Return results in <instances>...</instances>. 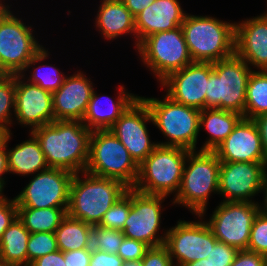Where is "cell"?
I'll return each instance as SVG.
<instances>
[{
	"mask_svg": "<svg viewBox=\"0 0 267 266\" xmlns=\"http://www.w3.org/2000/svg\"><path fill=\"white\" fill-rule=\"evenodd\" d=\"M30 133L39 141L49 168L85 171L92 131L82 121L55 120Z\"/></svg>",
	"mask_w": 267,
	"mask_h": 266,
	"instance_id": "cell-1",
	"label": "cell"
},
{
	"mask_svg": "<svg viewBox=\"0 0 267 266\" xmlns=\"http://www.w3.org/2000/svg\"><path fill=\"white\" fill-rule=\"evenodd\" d=\"M79 174L84 175V179ZM128 189V186L116 179L96 176L87 171L76 173L70 184L67 214L96 226Z\"/></svg>",
	"mask_w": 267,
	"mask_h": 266,
	"instance_id": "cell-2",
	"label": "cell"
},
{
	"mask_svg": "<svg viewBox=\"0 0 267 266\" xmlns=\"http://www.w3.org/2000/svg\"><path fill=\"white\" fill-rule=\"evenodd\" d=\"M193 62H216L235 54V22L186 14L181 25Z\"/></svg>",
	"mask_w": 267,
	"mask_h": 266,
	"instance_id": "cell-3",
	"label": "cell"
},
{
	"mask_svg": "<svg viewBox=\"0 0 267 266\" xmlns=\"http://www.w3.org/2000/svg\"><path fill=\"white\" fill-rule=\"evenodd\" d=\"M220 164L213 151H190L172 204L182 205L193 214L204 217L210 195L219 193Z\"/></svg>",
	"mask_w": 267,
	"mask_h": 266,
	"instance_id": "cell-4",
	"label": "cell"
},
{
	"mask_svg": "<svg viewBox=\"0 0 267 266\" xmlns=\"http://www.w3.org/2000/svg\"><path fill=\"white\" fill-rule=\"evenodd\" d=\"M252 68L239 56L213 62V72L208 79L205 108L236 112L243 116L246 89Z\"/></svg>",
	"mask_w": 267,
	"mask_h": 266,
	"instance_id": "cell-5",
	"label": "cell"
},
{
	"mask_svg": "<svg viewBox=\"0 0 267 266\" xmlns=\"http://www.w3.org/2000/svg\"><path fill=\"white\" fill-rule=\"evenodd\" d=\"M164 97L163 100L141 97L150 110L153 124L168 140L157 142L158 145L196 151L201 111L178 103L167 95Z\"/></svg>",
	"mask_w": 267,
	"mask_h": 266,
	"instance_id": "cell-6",
	"label": "cell"
},
{
	"mask_svg": "<svg viewBox=\"0 0 267 266\" xmlns=\"http://www.w3.org/2000/svg\"><path fill=\"white\" fill-rule=\"evenodd\" d=\"M190 150L158 145L138 166L134 189L144 194L168 196L179 191Z\"/></svg>",
	"mask_w": 267,
	"mask_h": 266,
	"instance_id": "cell-7",
	"label": "cell"
},
{
	"mask_svg": "<svg viewBox=\"0 0 267 266\" xmlns=\"http://www.w3.org/2000/svg\"><path fill=\"white\" fill-rule=\"evenodd\" d=\"M85 171L96 176L119 180L129 188L134 187L138 177V165L110 130L92 131Z\"/></svg>",
	"mask_w": 267,
	"mask_h": 266,
	"instance_id": "cell-8",
	"label": "cell"
},
{
	"mask_svg": "<svg viewBox=\"0 0 267 266\" xmlns=\"http://www.w3.org/2000/svg\"><path fill=\"white\" fill-rule=\"evenodd\" d=\"M33 31L32 26L13 15L9 5L0 8V74H21L28 62L44 48Z\"/></svg>",
	"mask_w": 267,
	"mask_h": 266,
	"instance_id": "cell-9",
	"label": "cell"
},
{
	"mask_svg": "<svg viewBox=\"0 0 267 266\" xmlns=\"http://www.w3.org/2000/svg\"><path fill=\"white\" fill-rule=\"evenodd\" d=\"M137 50L143 64L147 65L159 82L193 63L181 26L146 37Z\"/></svg>",
	"mask_w": 267,
	"mask_h": 266,
	"instance_id": "cell-10",
	"label": "cell"
},
{
	"mask_svg": "<svg viewBox=\"0 0 267 266\" xmlns=\"http://www.w3.org/2000/svg\"><path fill=\"white\" fill-rule=\"evenodd\" d=\"M196 216L201 220L182 221L179 219L177 225L165 230L164 245L175 266L207 258L212 247L218 241L206 220L202 221L204 219L202 216Z\"/></svg>",
	"mask_w": 267,
	"mask_h": 266,
	"instance_id": "cell-11",
	"label": "cell"
},
{
	"mask_svg": "<svg viewBox=\"0 0 267 266\" xmlns=\"http://www.w3.org/2000/svg\"><path fill=\"white\" fill-rule=\"evenodd\" d=\"M207 222L218 241L247 250L258 202L221 201Z\"/></svg>",
	"mask_w": 267,
	"mask_h": 266,
	"instance_id": "cell-12",
	"label": "cell"
},
{
	"mask_svg": "<svg viewBox=\"0 0 267 266\" xmlns=\"http://www.w3.org/2000/svg\"><path fill=\"white\" fill-rule=\"evenodd\" d=\"M73 173L48 168L33 176L25 188L14 197L17 208H68Z\"/></svg>",
	"mask_w": 267,
	"mask_h": 266,
	"instance_id": "cell-13",
	"label": "cell"
},
{
	"mask_svg": "<svg viewBox=\"0 0 267 266\" xmlns=\"http://www.w3.org/2000/svg\"><path fill=\"white\" fill-rule=\"evenodd\" d=\"M166 196L144 194L131 188V208L124 223L123 235L141 241L149 247L163 245L166 233L158 234L161 224V212Z\"/></svg>",
	"mask_w": 267,
	"mask_h": 266,
	"instance_id": "cell-14",
	"label": "cell"
},
{
	"mask_svg": "<svg viewBox=\"0 0 267 266\" xmlns=\"http://www.w3.org/2000/svg\"><path fill=\"white\" fill-rule=\"evenodd\" d=\"M153 119L145 101L139 96L109 129L125 146L139 166L158 146L151 142L147 123Z\"/></svg>",
	"mask_w": 267,
	"mask_h": 266,
	"instance_id": "cell-15",
	"label": "cell"
},
{
	"mask_svg": "<svg viewBox=\"0 0 267 266\" xmlns=\"http://www.w3.org/2000/svg\"><path fill=\"white\" fill-rule=\"evenodd\" d=\"M266 171L267 163L221 162L218 194L223 201L255 202Z\"/></svg>",
	"mask_w": 267,
	"mask_h": 266,
	"instance_id": "cell-16",
	"label": "cell"
},
{
	"mask_svg": "<svg viewBox=\"0 0 267 266\" xmlns=\"http://www.w3.org/2000/svg\"><path fill=\"white\" fill-rule=\"evenodd\" d=\"M212 72V62H193L169 74L160 84L167 88L166 95L172 100L201 111L205 109L206 89Z\"/></svg>",
	"mask_w": 267,
	"mask_h": 266,
	"instance_id": "cell-17",
	"label": "cell"
},
{
	"mask_svg": "<svg viewBox=\"0 0 267 266\" xmlns=\"http://www.w3.org/2000/svg\"><path fill=\"white\" fill-rule=\"evenodd\" d=\"M23 79V80H22ZM17 123L31 131L55 121L52 93L15 75V112Z\"/></svg>",
	"mask_w": 267,
	"mask_h": 266,
	"instance_id": "cell-18",
	"label": "cell"
},
{
	"mask_svg": "<svg viewBox=\"0 0 267 266\" xmlns=\"http://www.w3.org/2000/svg\"><path fill=\"white\" fill-rule=\"evenodd\" d=\"M213 152L221 162L267 163L259 130L253 119L242 118Z\"/></svg>",
	"mask_w": 267,
	"mask_h": 266,
	"instance_id": "cell-19",
	"label": "cell"
},
{
	"mask_svg": "<svg viewBox=\"0 0 267 266\" xmlns=\"http://www.w3.org/2000/svg\"><path fill=\"white\" fill-rule=\"evenodd\" d=\"M93 90V82L83 72L66 75L63 84L52 93L55 120L82 121Z\"/></svg>",
	"mask_w": 267,
	"mask_h": 266,
	"instance_id": "cell-20",
	"label": "cell"
},
{
	"mask_svg": "<svg viewBox=\"0 0 267 266\" xmlns=\"http://www.w3.org/2000/svg\"><path fill=\"white\" fill-rule=\"evenodd\" d=\"M235 54L249 66L267 70V14L235 23Z\"/></svg>",
	"mask_w": 267,
	"mask_h": 266,
	"instance_id": "cell-21",
	"label": "cell"
},
{
	"mask_svg": "<svg viewBox=\"0 0 267 266\" xmlns=\"http://www.w3.org/2000/svg\"><path fill=\"white\" fill-rule=\"evenodd\" d=\"M186 14L178 0H155L134 18L137 47L154 33L181 26Z\"/></svg>",
	"mask_w": 267,
	"mask_h": 266,
	"instance_id": "cell-22",
	"label": "cell"
},
{
	"mask_svg": "<svg viewBox=\"0 0 267 266\" xmlns=\"http://www.w3.org/2000/svg\"><path fill=\"white\" fill-rule=\"evenodd\" d=\"M118 87L119 94L116 100L106 95L104 96L107 98L106 100L110 102L107 107L104 106L105 104L102 105L103 103H101L104 97L99 96L97 92L93 90L82 120V123L91 131L109 130L128 107L139 97L138 95L127 92L128 90H126L124 86Z\"/></svg>",
	"mask_w": 267,
	"mask_h": 266,
	"instance_id": "cell-23",
	"label": "cell"
},
{
	"mask_svg": "<svg viewBox=\"0 0 267 266\" xmlns=\"http://www.w3.org/2000/svg\"><path fill=\"white\" fill-rule=\"evenodd\" d=\"M95 26L107 40H114L125 34H133L137 49L135 19L122 0H101L95 18Z\"/></svg>",
	"mask_w": 267,
	"mask_h": 266,
	"instance_id": "cell-24",
	"label": "cell"
},
{
	"mask_svg": "<svg viewBox=\"0 0 267 266\" xmlns=\"http://www.w3.org/2000/svg\"><path fill=\"white\" fill-rule=\"evenodd\" d=\"M11 132L6 133V155L9 173L28 176L49 168L39 141L30 133V138L8 150Z\"/></svg>",
	"mask_w": 267,
	"mask_h": 266,
	"instance_id": "cell-25",
	"label": "cell"
},
{
	"mask_svg": "<svg viewBox=\"0 0 267 266\" xmlns=\"http://www.w3.org/2000/svg\"><path fill=\"white\" fill-rule=\"evenodd\" d=\"M242 115L216 108H205L200 113V129L203 127L209 138L202 145L200 151H214L233 131Z\"/></svg>",
	"mask_w": 267,
	"mask_h": 266,
	"instance_id": "cell-26",
	"label": "cell"
},
{
	"mask_svg": "<svg viewBox=\"0 0 267 266\" xmlns=\"http://www.w3.org/2000/svg\"><path fill=\"white\" fill-rule=\"evenodd\" d=\"M30 232L17 217L4 231L0 241V259L19 266H28L27 243Z\"/></svg>",
	"mask_w": 267,
	"mask_h": 266,
	"instance_id": "cell-27",
	"label": "cell"
},
{
	"mask_svg": "<svg viewBox=\"0 0 267 266\" xmlns=\"http://www.w3.org/2000/svg\"><path fill=\"white\" fill-rule=\"evenodd\" d=\"M92 227L67 214L54 232L58 249L67 252L91 248Z\"/></svg>",
	"mask_w": 267,
	"mask_h": 266,
	"instance_id": "cell-28",
	"label": "cell"
},
{
	"mask_svg": "<svg viewBox=\"0 0 267 266\" xmlns=\"http://www.w3.org/2000/svg\"><path fill=\"white\" fill-rule=\"evenodd\" d=\"M17 210L18 218L30 233H54L67 215L68 208H17Z\"/></svg>",
	"mask_w": 267,
	"mask_h": 266,
	"instance_id": "cell-29",
	"label": "cell"
},
{
	"mask_svg": "<svg viewBox=\"0 0 267 266\" xmlns=\"http://www.w3.org/2000/svg\"><path fill=\"white\" fill-rule=\"evenodd\" d=\"M48 49L46 50L43 48L40 52H38L27 64L25 67V70L21 73V75L24 77V79L30 83L37 84L39 87H41L44 90H47L51 93L57 91L59 87L63 84V81L66 77L60 69L52 66V64H39L42 61H45V59H48L49 56ZM39 64L36 67V64ZM33 67V72L30 74L31 76L25 78V72L28 71L30 67Z\"/></svg>",
	"mask_w": 267,
	"mask_h": 266,
	"instance_id": "cell-30",
	"label": "cell"
},
{
	"mask_svg": "<svg viewBox=\"0 0 267 266\" xmlns=\"http://www.w3.org/2000/svg\"><path fill=\"white\" fill-rule=\"evenodd\" d=\"M267 113V70H253L246 89L244 118Z\"/></svg>",
	"mask_w": 267,
	"mask_h": 266,
	"instance_id": "cell-31",
	"label": "cell"
},
{
	"mask_svg": "<svg viewBox=\"0 0 267 266\" xmlns=\"http://www.w3.org/2000/svg\"><path fill=\"white\" fill-rule=\"evenodd\" d=\"M15 75L0 74V130L11 132L10 125L15 113ZM9 125V126H8Z\"/></svg>",
	"mask_w": 267,
	"mask_h": 266,
	"instance_id": "cell-32",
	"label": "cell"
},
{
	"mask_svg": "<svg viewBox=\"0 0 267 266\" xmlns=\"http://www.w3.org/2000/svg\"><path fill=\"white\" fill-rule=\"evenodd\" d=\"M131 208V188L103 215L100 227L119 230L123 232L124 223Z\"/></svg>",
	"mask_w": 267,
	"mask_h": 266,
	"instance_id": "cell-33",
	"label": "cell"
},
{
	"mask_svg": "<svg viewBox=\"0 0 267 266\" xmlns=\"http://www.w3.org/2000/svg\"><path fill=\"white\" fill-rule=\"evenodd\" d=\"M124 237L122 231L96 225L92 227L91 248L117 254Z\"/></svg>",
	"mask_w": 267,
	"mask_h": 266,
	"instance_id": "cell-34",
	"label": "cell"
},
{
	"mask_svg": "<svg viewBox=\"0 0 267 266\" xmlns=\"http://www.w3.org/2000/svg\"><path fill=\"white\" fill-rule=\"evenodd\" d=\"M59 250L54 233H30L27 243L28 266L39 257Z\"/></svg>",
	"mask_w": 267,
	"mask_h": 266,
	"instance_id": "cell-35",
	"label": "cell"
},
{
	"mask_svg": "<svg viewBox=\"0 0 267 266\" xmlns=\"http://www.w3.org/2000/svg\"><path fill=\"white\" fill-rule=\"evenodd\" d=\"M247 250L267 256V216L259 212L252 223Z\"/></svg>",
	"mask_w": 267,
	"mask_h": 266,
	"instance_id": "cell-36",
	"label": "cell"
},
{
	"mask_svg": "<svg viewBox=\"0 0 267 266\" xmlns=\"http://www.w3.org/2000/svg\"><path fill=\"white\" fill-rule=\"evenodd\" d=\"M238 251L235 247L217 241L212 247L207 260L212 266H231Z\"/></svg>",
	"mask_w": 267,
	"mask_h": 266,
	"instance_id": "cell-37",
	"label": "cell"
},
{
	"mask_svg": "<svg viewBox=\"0 0 267 266\" xmlns=\"http://www.w3.org/2000/svg\"><path fill=\"white\" fill-rule=\"evenodd\" d=\"M150 247L141 241L124 237L118 249V255L125 261L142 260Z\"/></svg>",
	"mask_w": 267,
	"mask_h": 266,
	"instance_id": "cell-38",
	"label": "cell"
},
{
	"mask_svg": "<svg viewBox=\"0 0 267 266\" xmlns=\"http://www.w3.org/2000/svg\"><path fill=\"white\" fill-rule=\"evenodd\" d=\"M141 262L142 266H175L164 244L150 247Z\"/></svg>",
	"mask_w": 267,
	"mask_h": 266,
	"instance_id": "cell-39",
	"label": "cell"
},
{
	"mask_svg": "<svg viewBox=\"0 0 267 266\" xmlns=\"http://www.w3.org/2000/svg\"><path fill=\"white\" fill-rule=\"evenodd\" d=\"M18 217L17 203L15 198L8 199L6 196L0 199V241L4 231Z\"/></svg>",
	"mask_w": 267,
	"mask_h": 266,
	"instance_id": "cell-40",
	"label": "cell"
},
{
	"mask_svg": "<svg viewBox=\"0 0 267 266\" xmlns=\"http://www.w3.org/2000/svg\"><path fill=\"white\" fill-rule=\"evenodd\" d=\"M123 263L118 254L92 249L89 266H123Z\"/></svg>",
	"mask_w": 267,
	"mask_h": 266,
	"instance_id": "cell-41",
	"label": "cell"
},
{
	"mask_svg": "<svg viewBox=\"0 0 267 266\" xmlns=\"http://www.w3.org/2000/svg\"><path fill=\"white\" fill-rule=\"evenodd\" d=\"M231 266H265V256L249 250H239Z\"/></svg>",
	"mask_w": 267,
	"mask_h": 266,
	"instance_id": "cell-42",
	"label": "cell"
},
{
	"mask_svg": "<svg viewBox=\"0 0 267 266\" xmlns=\"http://www.w3.org/2000/svg\"><path fill=\"white\" fill-rule=\"evenodd\" d=\"M92 248L64 252L66 266H89Z\"/></svg>",
	"mask_w": 267,
	"mask_h": 266,
	"instance_id": "cell-43",
	"label": "cell"
},
{
	"mask_svg": "<svg viewBox=\"0 0 267 266\" xmlns=\"http://www.w3.org/2000/svg\"><path fill=\"white\" fill-rule=\"evenodd\" d=\"M30 266H66L64 252L57 250L34 260Z\"/></svg>",
	"mask_w": 267,
	"mask_h": 266,
	"instance_id": "cell-44",
	"label": "cell"
},
{
	"mask_svg": "<svg viewBox=\"0 0 267 266\" xmlns=\"http://www.w3.org/2000/svg\"><path fill=\"white\" fill-rule=\"evenodd\" d=\"M253 121L258 127L262 148L267 157V113L261 114L253 118Z\"/></svg>",
	"mask_w": 267,
	"mask_h": 266,
	"instance_id": "cell-45",
	"label": "cell"
},
{
	"mask_svg": "<svg viewBox=\"0 0 267 266\" xmlns=\"http://www.w3.org/2000/svg\"><path fill=\"white\" fill-rule=\"evenodd\" d=\"M7 155H6V133L0 139V184L5 187L4 174H8ZM3 177V178H2Z\"/></svg>",
	"mask_w": 267,
	"mask_h": 266,
	"instance_id": "cell-46",
	"label": "cell"
},
{
	"mask_svg": "<svg viewBox=\"0 0 267 266\" xmlns=\"http://www.w3.org/2000/svg\"><path fill=\"white\" fill-rule=\"evenodd\" d=\"M130 10L131 14L135 18L139 13H141L146 7L152 4L155 0H122Z\"/></svg>",
	"mask_w": 267,
	"mask_h": 266,
	"instance_id": "cell-47",
	"label": "cell"
},
{
	"mask_svg": "<svg viewBox=\"0 0 267 266\" xmlns=\"http://www.w3.org/2000/svg\"><path fill=\"white\" fill-rule=\"evenodd\" d=\"M261 192H263L264 195V203H262L261 205L258 203V211L259 213L267 216V171L263 178Z\"/></svg>",
	"mask_w": 267,
	"mask_h": 266,
	"instance_id": "cell-48",
	"label": "cell"
},
{
	"mask_svg": "<svg viewBox=\"0 0 267 266\" xmlns=\"http://www.w3.org/2000/svg\"><path fill=\"white\" fill-rule=\"evenodd\" d=\"M182 266H212L211 263L207 260V258H204L199 261L191 262L188 264H184Z\"/></svg>",
	"mask_w": 267,
	"mask_h": 266,
	"instance_id": "cell-49",
	"label": "cell"
},
{
	"mask_svg": "<svg viewBox=\"0 0 267 266\" xmlns=\"http://www.w3.org/2000/svg\"><path fill=\"white\" fill-rule=\"evenodd\" d=\"M123 266H142L141 260L125 261Z\"/></svg>",
	"mask_w": 267,
	"mask_h": 266,
	"instance_id": "cell-50",
	"label": "cell"
},
{
	"mask_svg": "<svg viewBox=\"0 0 267 266\" xmlns=\"http://www.w3.org/2000/svg\"><path fill=\"white\" fill-rule=\"evenodd\" d=\"M0 266H19V265L13 264V263H8V262L0 259Z\"/></svg>",
	"mask_w": 267,
	"mask_h": 266,
	"instance_id": "cell-51",
	"label": "cell"
},
{
	"mask_svg": "<svg viewBox=\"0 0 267 266\" xmlns=\"http://www.w3.org/2000/svg\"><path fill=\"white\" fill-rule=\"evenodd\" d=\"M3 190H4V187L0 184V199L5 197L3 194Z\"/></svg>",
	"mask_w": 267,
	"mask_h": 266,
	"instance_id": "cell-52",
	"label": "cell"
},
{
	"mask_svg": "<svg viewBox=\"0 0 267 266\" xmlns=\"http://www.w3.org/2000/svg\"><path fill=\"white\" fill-rule=\"evenodd\" d=\"M5 133L3 131L0 130V139L3 137Z\"/></svg>",
	"mask_w": 267,
	"mask_h": 266,
	"instance_id": "cell-53",
	"label": "cell"
},
{
	"mask_svg": "<svg viewBox=\"0 0 267 266\" xmlns=\"http://www.w3.org/2000/svg\"><path fill=\"white\" fill-rule=\"evenodd\" d=\"M3 5H6L5 2H4V1H3V3L0 2V8H1Z\"/></svg>",
	"mask_w": 267,
	"mask_h": 266,
	"instance_id": "cell-54",
	"label": "cell"
},
{
	"mask_svg": "<svg viewBox=\"0 0 267 266\" xmlns=\"http://www.w3.org/2000/svg\"><path fill=\"white\" fill-rule=\"evenodd\" d=\"M265 266H267V256H265Z\"/></svg>",
	"mask_w": 267,
	"mask_h": 266,
	"instance_id": "cell-55",
	"label": "cell"
}]
</instances>
